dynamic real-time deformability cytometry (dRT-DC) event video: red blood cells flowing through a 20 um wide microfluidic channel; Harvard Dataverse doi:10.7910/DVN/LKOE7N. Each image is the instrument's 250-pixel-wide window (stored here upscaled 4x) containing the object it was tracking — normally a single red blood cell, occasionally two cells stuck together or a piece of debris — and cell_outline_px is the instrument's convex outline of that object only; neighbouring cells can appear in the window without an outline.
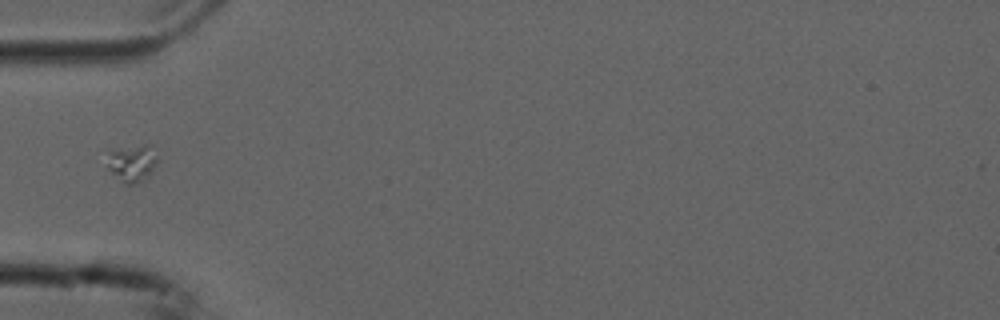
{"species": "common noctule bat (a hibernating species)", "species_latin": "Nyctalus noctula", "temperature_condition": "cold", "stored_images_in_passage": 8, "camera_frame_rate_fps": 3000, "um_per_image_px": 0.085, "animal": {"sex": "male", "forearm_length_mm": 52.5}, "frame": {"image": 1, "passage_image": 3, "time_ms": 0.667, "image_size_px": [1000, 320], "cell_outline_px": [[160, 160], [148, 180], [136, 184], [128, 184], [112, 172], [108, 168], [108, 152], [116, 148], [144, 144], [152, 144]], "centroid_in_image_um": [11.35, 13.84], "position_along_channel_um": 73.7, "area_um2": 11.33}}